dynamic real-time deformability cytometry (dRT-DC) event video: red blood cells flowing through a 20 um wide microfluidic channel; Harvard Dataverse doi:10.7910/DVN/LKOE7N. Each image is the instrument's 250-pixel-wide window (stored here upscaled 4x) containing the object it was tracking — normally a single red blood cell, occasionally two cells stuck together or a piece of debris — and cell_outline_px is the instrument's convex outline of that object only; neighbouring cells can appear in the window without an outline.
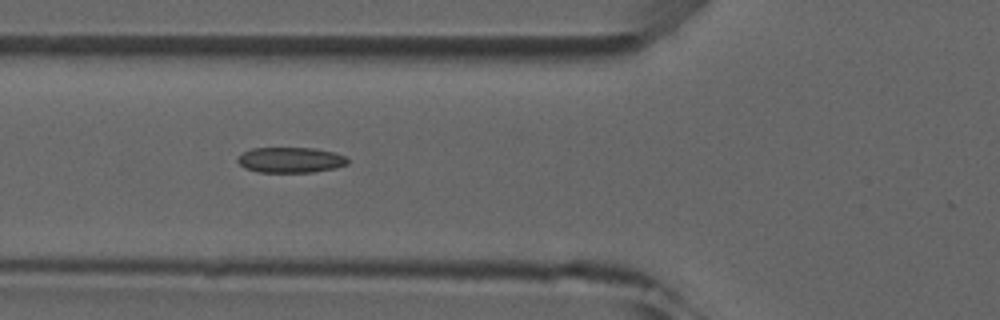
{"species": "common noctule bat (a hibernating species)", "species_latin": "Nyctalus noctula", "temperature_condition": "room temperature", "stored_images_in_passage": 7, "camera_frame_rate_fps": 3000, "um_per_image_px": 0.085, "animal": {"sex": "male", "forearm_length_mm": 52.5}, "frame": {"image": 1, "passage_image": 5, "time_ms": 5.333, "image_size_px": [1000, 320], "cell_outline_px": [[348, 164], [336, 168], [312, 172], [256, 172], [244, 168], [236, 160], [236, 156], [252, 148], [316, 148], [348, 156]], "centroid_in_image_um": [24.69, 13.6], "position_along_channel_um": 101.1, "area_um2": 16.53}}
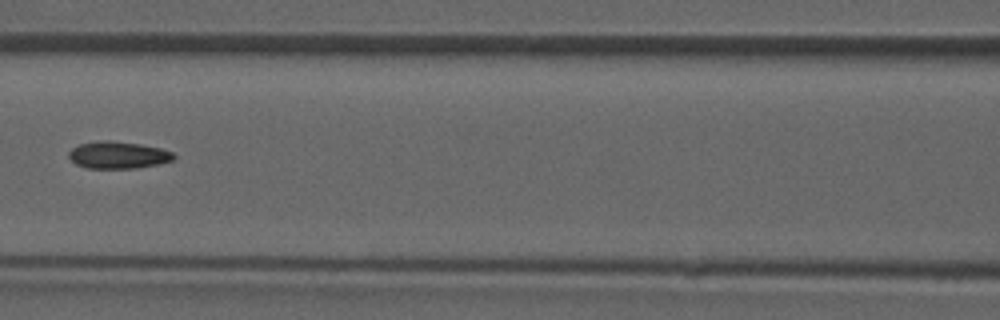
{"frame": {"image": 2, "passage_image": 6, "time_ms": 6.667, "image_size_px": [1000, 320], "cell_outline_px": [[176, 156], [172, 160], [160, 164], [136, 168], [88, 168], [76, 164], [68, 156], [68, 152], [72, 148], [80, 144], [96, 140], [112, 140], [140, 144], [160, 148], [172, 152]], "centroid_in_image_um": [10.03, 13.17], "position_along_channel_um": 156.6, "area_um2": 16.65}}